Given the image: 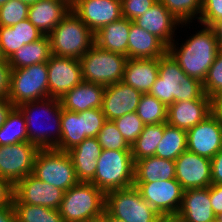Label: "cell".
Returning <instances> with one entry per match:
<instances>
[{
    "label": "cell",
    "mask_w": 222,
    "mask_h": 222,
    "mask_svg": "<svg viewBox=\"0 0 222 222\" xmlns=\"http://www.w3.org/2000/svg\"><path fill=\"white\" fill-rule=\"evenodd\" d=\"M132 20L121 17L119 20L101 27L95 35V45L111 52L128 57V40Z\"/></svg>",
    "instance_id": "cell-27"
},
{
    "label": "cell",
    "mask_w": 222,
    "mask_h": 222,
    "mask_svg": "<svg viewBox=\"0 0 222 222\" xmlns=\"http://www.w3.org/2000/svg\"><path fill=\"white\" fill-rule=\"evenodd\" d=\"M136 113L145 125L167 122L168 107L156 97L142 94Z\"/></svg>",
    "instance_id": "cell-35"
},
{
    "label": "cell",
    "mask_w": 222,
    "mask_h": 222,
    "mask_svg": "<svg viewBox=\"0 0 222 222\" xmlns=\"http://www.w3.org/2000/svg\"><path fill=\"white\" fill-rule=\"evenodd\" d=\"M86 222H107V212L104 211L102 214H100L96 217H92L89 220H87Z\"/></svg>",
    "instance_id": "cell-55"
},
{
    "label": "cell",
    "mask_w": 222,
    "mask_h": 222,
    "mask_svg": "<svg viewBox=\"0 0 222 222\" xmlns=\"http://www.w3.org/2000/svg\"><path fill=\"white\" fill-rule=\"evenodd\" d=\"M48 67V98L61 99L69 90L80 84L82 79L79 59L51 55Z\"/></svg>",
    "instance_id": "cell-14"
},
{
    "label": "cell",
    "mask_w": 222,
    "mask_h": 222,
    "mask_svg": "<svg viewBox=\"0 0 222 222\" xmlns=\"http://www.w3.org/2000/svg\"><path fill=\"white\" fill-rule=\"evenodd\" d=\"M19 1H21L23 3H26L28 5H32L33 3H35V2H37L39 0H19Z\"/></svg>",
    "instance_id": "cell-58"
},
{
    "label": "cell",
    "mask_w": 222,
    "mask_h": 222,
    "mask_svg": "<svg viewBox=\"0 0 222 222\" xmlns=\"http://www.w3.org/2000/svg\"><path fill=\"white\" fill-rule=\"evenodd\" d=\"M64 2L69 8H72L78 0H60Z\"/></svg>",
    "instance_id": "cell-56"
},
{
    "label": "cell",
    "mask_w": 222,
    "mask_h": 222,
    "mask_svg": "<svg viewBox=\"0 0 222 222\" xmlns=\"http://www.w3.org/2000/svg\"><path fill=\"white\" fill-rule=\"evenodd\" d=\"M71 11L94 33L122 17L121 0H78Z\"/></svg>",
    "instance_id": "cell-17"
},
{
    "label": "cell",
    "mask_w": 222,
    "mask_h": 222,
    "mask_svg": "<svg viewBox=\"0 0 222 222\" xmlns=\"http://www.w3.org/2000/svg\"><path fill=\"white\" fill-rule=\"evenodd\" d=\"M105 87L82 81L61 99L62 108L72 112L101 108Z\"/></svg>",
    "instance_id": "cell-25"
},
{
    "label": "cell",
    "mask_w": 222,
    "mask_h": 222,
    "mask_svg": "<svg viewBox=\"0 0 222 222\" xmlns=\"http://www.w3.org/2000/svg\"><path fill=\"white\" fill-rule=\"evenodd\" d=\"M187 150V131L165 123L162 140L158 144L155 156L175 161Z\"/></svg>",
    "instance_id": "cell-30"
},
{
    "label": "cell",
    "mask_w": 222,
    "mask_h": 222,
    "mask_svg": "<svg viewBox=\"0 0 222 222\" xmlns=\"http://www.w3.org/2000/svg\"><path fill=\"white\" fill-rule=\"evenodd\" d=\"M51 55L49 38L44 35L37 41L23 45L8 59V63L11 68H25L47 62Z\"/></svg>",
    "instance_id": "cell-29"
},
{
    "label": "cell",
    "mask_w": 222,
    "mask_h": 222,
    "mask_svg": "<svg viewBox=\"0 0 222 222\" xmlns=\"http://www.w3.org/2000/svg\"><path fill=\"white\" fill-rule=\"evenodd\" d=\"M82 118L83 134L87 138L97 137L98 132L102 129L106 121L105 115L101 108L89 109L78 112Z\"/></svg>",
    "instance_id": "cell-41"
},
{
    "label": "cell",
    "mask_w": 222,
    "mask_h": 222,
    "mask_svg": "<svg viewBox=\"0 0 222 222\" xmlns=\"http://www.w3.org/2000/svg\"><path fill=\"white\" fill-rule=\"evenodd\" d=\"M15 25H19L20 48L23 45L30 44L31 42L37 41L44 36V34L28 19L20 21Z\"/></svg>",
    "instance_id": "cell-45"
},
{
    "label": "cell",
    "mask_w": 222,
    "mask_h": 222,
    "mask_svg": "<svg viewBox=\"0 0 222 222\" xmlns=\"http://www.w3.org/2000/svg\"><path fill=\"white\" fill-rule=\"evenodd\" d=\"M97 139L102 149L131 151V146L126 142L117 129L113 120H106L98 132Z\"/></svg>",
    "instance_id": "cell-37"
},
{
    "label": "cell",
    "mask_w": 222,
    "mask_h": 222,
    "mask_svg": "<svg viewBox=\"0 0 222 222\" xmlns=\"http://www.w3.org/2000/svg\"><path fill=\"white\" fill-rule=\"evenodd\" d=\"M165 123L144 125L143 131L131 145L134 163L140 159L155 156V151L162 140Z\"/></svg>",
    "instance_id": "cell-32"
},
{
    "label": "cell",
    "mask_w": 222,
    "mask_h": 222,
    "mask_svg": "<svg viewBox=\"0 0 222 222\" xmlns=\"http://www.w3.org/2000/svg\"><path fill=\"white\" fill-rule=\"evenodd\" d=\"M212 113L211 98L205 93L196 100L178 101L168 106L167 123L188 131Z\"/></svg>",
    "instance_id": "cell-20"
},
{
    "label": "cell",
    "mask_w": 222,
    "mask_h": 222,
    "mask_svg": "<svg viewBox=\"0 0 222 222\" xmlns=\"http://www.w3.org/2000/svg\"><path fill=\"white\" fill-rule=\"evenodd\" d=\"M9 0H0V6L4 5Z\"/></svg>",
    "instance_id": "cell-60"
},
{
    "label": "cell",
    "mask_w": 222,
    "mask_h": 222,
    "mask_svg": "<svg viewBox=\"0 0 222 222\" xmlns=\"http://www.w3.org/2000/svg\"><path fill=\"white\" fill-rule=\"evenodd\" d=\"M61 131L60 142L54 148L60 151L67 152L87 138L85 134H83L82 118H80L79 114L63 108L61 115Z\"/></svg>",
    "instance_id": "cell-31"
},
{
    "label": "cell",
    "mask_w": 222,
    "mask_h": 222,
    "mask_svg": "<svg viewBox=\"0 0 222 222\" xmlns=\"http://www.w3.org/2000/svg\"><path fill=\"white\" fill-rule=\"evenodd\" d=\"M180 23H192L199 19L202 0H158Z\"/></svg>",
    "instance_id": "cell-36"
},
{
    "label": "cell",
    "mask_w": 222,
    "mask_h": 222,
    "mask_svg": "<svg viewBox=\"0 0 222 222\" xmlns=\"http://www.w3.org/2000/svg\"><path fill=\"white\" fill-rule=\"evenodd\" d=\"M32 174L41 181L64 191L78 183L68 152L54 148L38 150Z\"/></svg>",
    "instance_id": "cell-9"
},
{
    "label": "cell",
    "mask_w": 222,
    "mask_h": 222,
    "mask_svg": "<svg viewBox=\"0 0 222 222\" xmlns=\"http://www.w3.org/2000/svg\"><path fill=\"white\" fill-rule=\"evenodd\" d=\"M168 51V46L156 35L131 22L128 40V58H160Z\"/></svg>",
    "instance_id": "cell-26"
},
{
    "label": "cell",
    "mask_w": 222,
    "mask_h": 222,
    "mask_svg": "<svg viewBox=\"0 0 222 222\" xmlns=\"http://www.w3.org/2000/svg\"><path fill=\"white\" fill-rule=\"evenodd\" d=\"M14 187L3 178H0V208L12 206Z\"/></svg>",
    "instance_id": "cell-47"
},
{
    "label": "cell",
    "mask_w": 222,
    "mask_h": 222,
    "mask_svg": "<svg viewBox=\"0 0 222 222\" xmlns=\"http://www.w3.org/2000/svg\"><path fill=\"white\" fill-rule=\"evenodd\" d=\"M159 73V58H140L126 61L123 80L142 94L149 93Z\"/></svg>",
    "instance_id": "cell-23"
},
{
    "label": "cell",
    "mask_w": 222,
    "mask_h": 222,
    "mask_svg": "<svg viewBox=\"0 0 222 222\" xmlns=\"http://www.w3.org/2000/svg\"><path fill=\"white\" fill-rule=\"evenodd\" d=\"M128 57L93 45L80 59L83 81L104 87L123 80Z\"/></svg>",
    "instance_id": "cell-7"
},
{
    "label": "cell",
    "mask_w": 222,
    "mask_h": 222,
    "mask_svg": "<svg viewBox=\"0 0 222 222\" xmlns=\"http://www.w3.org/2000/svg\"><path fill=\"white\" fill-rule=\"evenodd\" d=\"M14 108L13 103L5 97H0V127L5 123L8 114Z\"/></svg>",
    "instance_id": "cell-50"
},
{
    "label": "cell",
    "mask_w": 222,
    "mask_h": 222,
    "mask_svg": "<svg viewBox=\"0 0 222 222\" xmlns=\"http://www.w3.org/2000/svg\"><path fill=\"white\" fill-rule=\"evenodd\" d=\"M0 222H16L13 206L0 208Z\"/></svg>",
    "instance_id": "cell-52"
},
{
    "label": "cell",
    "mask_w": 222,
    "mask_h": 222,
    "mask_svg": "<svg viewBox=\"0 0 222 222\" xmlns=\"http://www.w3.org/2000/svg\"><path fill=\"white\" fill-rule=\"evenodd\" d=\"M222 149V122L211 113L187 131V150L212 159Z\"/></svg>",
    "instance_id": "cell-13"
},
{
    "label": "cell",
    "mask_w": 222,
    "mask_h": 222,
    "mask_svg": "<svg viewBox=\"0 0 222 222\" xmlns=\"http://www.w3.org/2000/svg\"><path fill=\"white\" fill-rule=\"evenodd\" d=\"M48 98L47 62L12 68L8 99L14 107Z\"/></svg>",
    "instance_id": "cell-8"
},
{
    "label": "cell",
    "mask_w": 222,
    "mask_h": 222,
    "mask_svg": "<svg viewBox=\"0 0 222 222\" xmlns=\"http://www.w3.org/2000/svg\"><path fill=\"white\" fill-rule=\"evenodd\" d=\"M177 216L181 222H215L216 215L212 210L210 186L184 190Z\"/></svg>",
    "instance_id": "cell-21"
},
{
    "label": "cell",
    "mask_w": 222,
    "mask_h": 222,
    "mask_svg": "<svg viewBox=\"0 0 222 222\" xmlns=\"http://www.w3.org/2000/svg\"><path fill=\"white\" fill-rule=\"evenodd\" d=\"M203 89L204 93L210 98L222 90V51L217 53L214 63L209 68L203 82Z\"/></svg>",
    "instance_id": "cell-42"
},
{
    "label": "cell",
    "mask_w": 222,
    "mask_h": 222,
    "mask_svg": "<svg viewBox=\"0 0 222 222\" xmlns=\"http://www.w3.org/2000/svg\"><path fill=\"white\" fill-rule=\"evenodd\" d=\"M175 173V161L156 156L146 157L135 162L134 183L175 179Z\"/></svg>",
    "instance_id": "cell-28"
},
{
    "label": "cell",
    "mask_w": 222,
    "mask_h": 222,
    "mask_svg": "<svg viewBox=\"0 0 222 222\" xmlns=\"http://www.w3.org/2000/svg\"><path fill=\"white\" fill-rule=\"evenodd\" d=\"M212 113H214L222 122V90L211 97Z\"/></svg>",
    "instance_id": "cell-51"
},
{
    "label": "cell",
    "mask_w": 222,
    "mask_h": 222,
    "mask_svg": "<svg viewBox=\"0 0 222 222\" xmlns=\"http://www.w3.org/2000/svg\"><path fill=\"white\" fill-rule=\"evenodd\" d=\"M97 161L91 183L104 193L133 186L135 163L131 151L102 149Z\"/></svg>",
    "instance_id": "cell-5"
},
{
    "label": "cell",
    "mask_w": 222,
    "mask_h": 222,
    "mask_svg": "<svg viewBox=\"0 0 222 222\" xmlns=\"http://www.w3.org/2000/svg\"><path fill=\"white\" fill-rule=\"evenodd\" d=\"M11 70L8 60L0 58V97L8 98Z\"/></svg>",
    "instance_id": "cell-46"
},
{
    "label": "cell",
    "mask_w": 222,
    "mask_h": 222,
    "mask_svg": "<svg viewBox=\"0 0 222 222\" xmlns=\"http://www.w3.org/2000/svg\"><path fill=\"white\" fill-rule=\"evenodd\" d=\"M51 54L58 57L80 59L94 44V32L70 11L47 35Z\"/></svg>",
    "instance_id": "cell-4"
},
{
    "label": "cell",
    "mask_w": 222,
    "mask_h": 222,
    "mask_svg": "<svg viewBox=\"0 0 222 222\" xmlns=\"http://www.w3.org/2000/svg\"><path fill=\"white\" fill-rule=\"evenodd\" d=\"M148 94L168 107L174 102L199 99L204 89L203 83L186 75L167 52L159 58V73Z\"/></svg>",
    "instance_id": "cell-3"
},
{
    "label": "cell",
    "mask_w": 222,
    "mask_h": 222,
    "mask_svg": "<svg viewBox=\"0 0 222 222\" xmlns=\"http://www.w3.org/2000/svg\"><path fill=\"white\" fill-rule=\"evenodd\" d=\"M64 192L52 184L41 181L33 174H29L14 186L13 195L21 203L59 210Z\"/></svg>",
    "instance_id": "cell-15"
},
{
    "label": "cell",
    "mask_w": 222,
    "mask_h": 222,
    "mask_svg": "<svg viewBox=\"0 0 222 222\" xmlns=\"http://www.w3.org/2000/svg\"><path fill=\"white\" fill-rule=\"evenodd\" d=\"M20 49L19 25L0 27V58L9 59Z\"/></svg>",
    "instance_id": "cell-40"
},
{
    "label": "cell",
    "mask_w": 222,
    "mask_h": 222,
    "mask_svg": "<svg viewBox=\"0 0 222 222\" xmlns=\"http://www.w3.org/2000/svg\"><path fill=\"white\" fill-rule=\"evenodd\" d=\"M71 11L60 0H39L29 5L28 20L44 35H48Z\"/></svg>",
    "instance_id": "cell-24"
},
{
    "label": "cell",
    "mask_w": 222,
    "mask_h": 222,
    "mask_svg": "<svg viewBox=\"0 0 222 222\" xmlns=\"http://www.w3.org/2000/svg\"><path fill=\"white\" fill-rule=\"evenodd\" d=\"M211 182L222 184V149L211 159Z\"/></svg>",
    "instance_id": "cell-49"
},
{
    "label": "cell",
    "mask_w": 222,
    "mask_h": 222,
    "mask_svg": "<svg viewBox=\"0 0 222 222\" xmlns=\"http://www.w3.org/2000/svg\"><path fill=\"white\" fill-rule=\"evenodd\" d=\"M28 142L27 125L23 113L14 107L0 127V146Z\"/></svg>",
    "instance_id": "cell-34"
},
{
    "label": "cell",
    "mask_w": 222,
    "mask_h": 222,
    "mask_svg": "<svg viewBox=\"0 0 222 222\" xmlns=\"http://www.w3.org/2000/svg\"><path fill=\"white\" fill-rule=\"evenodd\" d=\"M38 150L30 142L0 146V178L14 187L21 179L32 174Z\"/></svg>",
    "instance_id": "cell-11"
},
{
    "label": "cell",
    "mask_w": 222,
    "mask_h": 222,
    "mask_svg": "<svg viewBox=\"0 0 222 222\" xmlns=\"http://www.w3.org/2000/svg\"><path fill=\"white\" fill-rule=\"evenodd\" d=\"M29 5L19 0H9L0 6V27H12L28 18Z\"/></svg>",
    "instance_id": "cell-38"
},
{
    "label": "cell",
    "mask_w": 222,
    "mask_h": 222,
    "mask_svg": "<svg viewBox=\"0 0 222 222\" xmlns=\"http://www.w3.org/2000/svg\"><path fill=\"white\" fill-rule=\"evenodd\" d=\"M105 211V193L93 183L78 182L64 192L59 212L63 222H86Z\"/></svg>",
    "instance_id": "cell-6"
},
{
    "label": "cell",
    "mask_w": 222,
    "mask_h": 222,
    "mask_svg": "<svg viewBox=\"0 0 222 222\" xmlns=\"http://www.w3.org/2000/svg\"><path fill=\"white\" fill-rule=\"evenodd\" d=\"M158 0H121L122 17L134 21L142 16Z\"/></svg>",
    "instance_id": "cell-43"
},
{
    "label": "cell",
    "mask_w": 222,
    "mask_h": 222,
    "mask_svg": "<svg viewBox=\"0 0 222 222\" xmlns=\"http://www.w3.org/2000/svg\"><path fill=\"white\" fill-rule=\"evenodd\" d=\"M133 22L148 33L156 35L167 46L177 38L175 37L177 35L175 30L186 26L188 28V25L190 29V23H180L159 1Z\"/></svg>",
    "instance_id": "cell-18"
},
{
    "label": "cell",
    "mask_w": 222,
    "mask_h": 222,
    "mask_svg": "<svg viewBox=\"0 0 222 222\" xmlns=\"http://www.w3.org/2000/svg\"><path fill=\"white\" fill-rule=\"evenodd\" d=\"M133 186L160 216L177 215L184 190L176 179H158L151 183H134Z\"/></svg>",
    "instance_id": "cell-12"
},
{
    "label": "cell",
    "mask_w": 222,
    "mask_h": 222,
    "mask_svg": "<svg viewBox=\"0 0 222 222\" xmlns=\"http://www.w3.org/2000/svg\"><path fill=\"white\" fill-rule=\"evenodd\" d=\"M12 206L16 222H63L59 210L21 203L14 195Z\"/></svg>",
    "instance_id": "cell-33"
},
{
    "label": "cell",
    "mask_w": 222,
    "mask_h": 222,
    "mask_svg": "<svg viewBox=\"0 0 222 222\" xmlns=\"http://www.w3.org/2000/svg\"><path fill=\"white\" fill-rule=\"evenodd\" d=\"M107 222H125L123 220L117 219L110 214L107 213Z\"/></svg>",
    "instance_id": "cell-57"
},
{
    "label": "cell",
    "mask_w": 222,
    "mask_h": 222,
    "mask_svg": "<svg viewBox=\"0 0 222 222\" xmlns=\"http://www.w3.org/2000/svg\"><path fill=\"white\" fill-rule=\"evenodd\" d=\"M210 28L216 37L219 51H222V19L214 22Z\"/></svg>",
    "instance_id": "cell-53"
},
{
    "label": "cell",
    "mask_w": 222,
    "mask_h": 222,
    "mask_svg": "<svg viewBox=\"0 0 222 222\" xmlns=\"http://www.w3.org/2000/svg\"><path fill=\"white\" fill-rule=\"evenodd\" d=\"M105 211L125 222H156L160 217L134 186L105 193Z\"/></svg>",
    "instance_id": "cell-10"
},
{
    "label": "cell",
    "mask_w": 222,
    "mask_h": 222,
    "mask_svg": "<svg viewBox=\"0 0 222 222\" xmlns=\"http://www.w3.org/2000/svg\"><path fill=\"white\" fill-rule=\"evenodd\" d=\"M210 200L215 215L222 213V184L210 185Z\"/></svg>",
    "instance_id": "cell-48"
},
{
    "label": "cell",
    "mask_w": 222,
    "mask_h": 222,
    "mask_svg": "<svg viewBox=\"0 0 222 222\" xmlns=\"http://www.w3.org/2000/svg\"><path fill=\"white\" fill-rule=\"evenodd\" d=\"M156 222H181V219L177 215H165L160 216Z\"/></svg>",
    "instance_id": "cell-54"
},
{
    "label": "cell",
    "mask_w": 222,
    "mask_h": 222,
    "mask_svg": "<svg viewBox=\"0 0 222 222\" xmlns=\"http://www.w3.org/2000/svg\"><path fill=\"white\" fill-rule=\"evenodd\" d=\"M175 179L183 190L206 188L211 182V160L188 150L175 160Z\"/></svg>",
    "instance_id": "cell-16"
},
{
    "label": "cell",
    "mask_w": 222,
    "mask_h": 222,
    "mask_svg": "<svg viewBox=\"0 0 222 222\" xmlns=\"http://www.w3.org/2000/svg\"><path fill=\"white\" fill-rule=\"evenodd\" d=\"M222 19V0H202L201 15L198 24L211 26Z\"/></svg>",
    "instance_id": "cell-44"
},
{
    "label": "cell",
    "mask_w": 222,
    "mask_h": 222,
    "mask_svg": "<svg viewBox=\"0 0 222 222\" xmlns=\"http://www.w3.org/2000/svg\"><path fill=\"white\" fill-rule=\"evenodd\" d=\"M199 27L200 30L186 36L181 44L174 40L168 46L167 52L186 75L203 83L219 49L213 30L202 24Z\"/></svg>",
    "instance_id": "cell-1"
},
{
    "label": "cell",
    "mask_w": 222,
    "mask_h": 222,
    "mask_svg": "<svg viewBox=\"0 0 222 222\" xmlns=\"http://www.w3.org/2000/svg\"><path fill=\"white\" fill-rule=\"evenodd\" d=\"M141 95L140 91L122 81L105 87L101 109L106 120L136 112Z\"/></svg>",
    "instance_id": "cell-19"
},
{
    "label": "cell",
    "mask_w": 222,
    "mask_h": 222,
    "mask_svg": "<svg viewBox=\"0 0 222 222\" xmlns=\"http://www.w3.org/2000/svg\"><path fill=\"white\" fill-rule=\"evenodd\" d=\"M102 147L97 137L86 138L68 152L72 159L78 182L91 183L97 169V159Z\"/></svg>",
    "instance_id": "cell-22"
},
{
    "label": "cell",
    "mask_w": 222,
    "mask_h": 222,
    "mask_svg": "<svg viewBox=\"0 0 222 222\" xmlns=\"http://www.w3.org/2000/svg\"><path fill=\"white\" fill-rule=\"evenodd\" d=\"M117 129L126 142L131 146L139 137L144 128V123L136 112L125 114L113 120Z\"/></svg>",
    "instance_id": "cell-39"
},
{
    "label": "cell",
    "mask_w": 222,
    "mask_h": 222,
    "mask_svg": "<svg viewBox=\"0 0 222 222\" xmlns=\"http://www.w3.org/2000/svg\"><path fill=\"white\" fill-rule=\"evenodd\" d=\"M17 108L25 118L28 142L35 144L39 149H51L59 144L62 132L60 99L49 97L24 103Z\"/></svg>",
    "instance_id": "cell-2"
},
{
    "label": "cell",
    "mask_w": 222,
    "mask_h": 222,
    "mask_svg": "<svg viewBox=\"0 0 222 222\" xmlns=\"http://www.w3.org/2000/svg\"><path fill=\"white\" fill-rule=\"evenodd\" d=\"M215 222H222V213L216 215Z\"/></svg>",
    "instance_id": "cell-59"
}]
</instances>
